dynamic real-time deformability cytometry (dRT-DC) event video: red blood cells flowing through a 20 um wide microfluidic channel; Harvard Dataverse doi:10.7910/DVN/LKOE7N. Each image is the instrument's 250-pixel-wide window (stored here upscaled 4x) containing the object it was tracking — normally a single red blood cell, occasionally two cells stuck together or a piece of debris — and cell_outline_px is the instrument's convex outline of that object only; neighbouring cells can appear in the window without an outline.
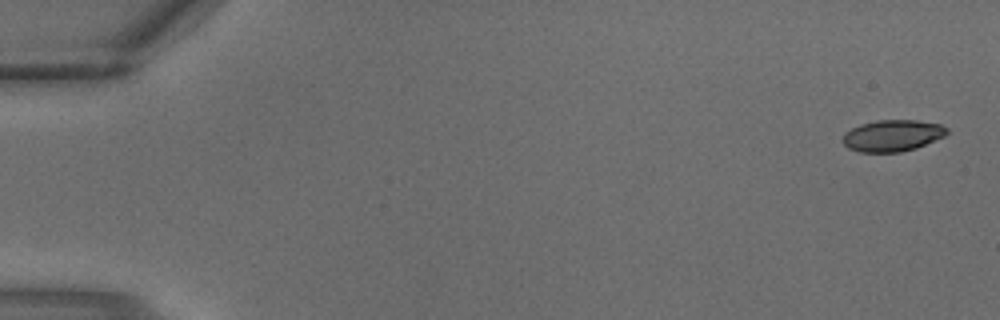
{"species": "common noctule bat (a hibernating species)", "species_latin": "Nyctalus noctula", "temperature_condition": "warm", "stored_images_in_passage": 4, "camera_frame_rate_fps": 3000, "um_per_image_px": 0.085, "animal": {"sex": "male", "body_mass_g": 18.8}, "frame": {"image": 1, "passage_image": 1, "time_ms": 0.0, "image_size_px": [1000, 320], "cell_outline_px": [[948, 132], [944, 136], [916, 148], [900, 152], [860, 152], [848, 148], [844, 144], [844, 132], [860, 124], [876, 120], [916, 120], [940, 124], [948, 128]], "centroid_in_image_um": [75.86, 11.52], "position_along_channel_um": 9.1, "area_um2": 19.07}}
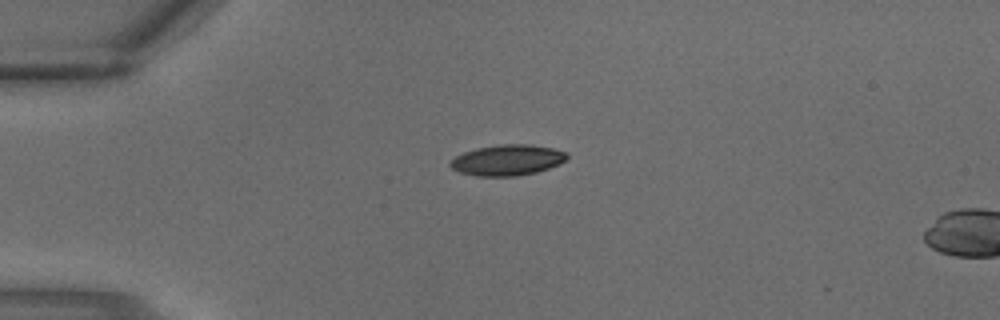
{"frame": {"image": 2, "passage_image": 3, "time_ms": 0.667, "image_size_px": [1000, 320], "cell_outline_px": [[568, 156], [560, 164], [536, 172], [516, 176], [476, 176], [460, 172], [452, 168], [448, 164], [456, 156], [464, 152], [476, 148], [500, 144], [532, 144], [552, 148], [568, 152]], "centroid_in_image_um": [43.14, 13.6], "position_along_channel_um": 41.9, "area_um2": 20.92}}